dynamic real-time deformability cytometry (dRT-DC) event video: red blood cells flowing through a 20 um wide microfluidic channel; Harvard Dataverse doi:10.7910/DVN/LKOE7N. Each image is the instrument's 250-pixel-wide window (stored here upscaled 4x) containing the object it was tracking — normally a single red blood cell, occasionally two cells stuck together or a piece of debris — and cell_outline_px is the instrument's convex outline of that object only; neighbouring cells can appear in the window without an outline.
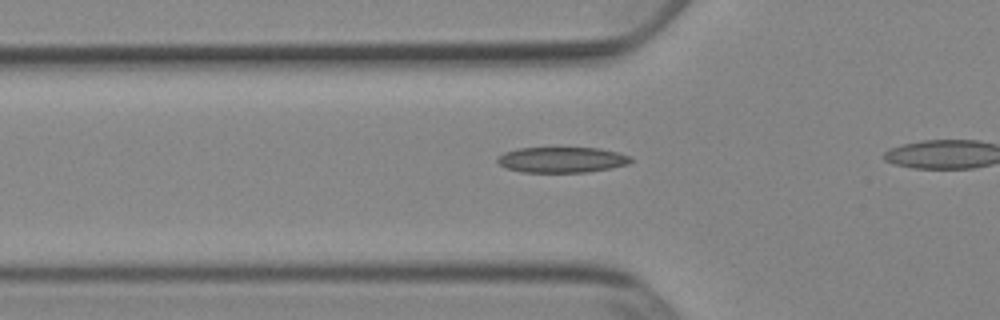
{"species": "Egyptian fruit bat (a non-hibernating species)", "species_latin": "Rousettus aegyptiacus", "temperature_condition": "cold", "stored_images_in_passage": 12, "camera_frame_rate_fps": 3000, "um_per_image_px": 0.085, "animal": {"sex": "female"}, "frame": {"image": 1, "passage_image": 7, "time_ms": 2.0, "image_size_px": [1000, 320], "cell_outline_px": [[632, 160], [628, 164], [588, 172], [520, 172], [504, 168], [496, 160], [496, 156], [504, 152], [516, 148], [600, 148], [632, 156]], "centroid_in_image_um": [47.7, 13.58], "position_along_channel_um": 78.1, "area_um2": 20.0}}
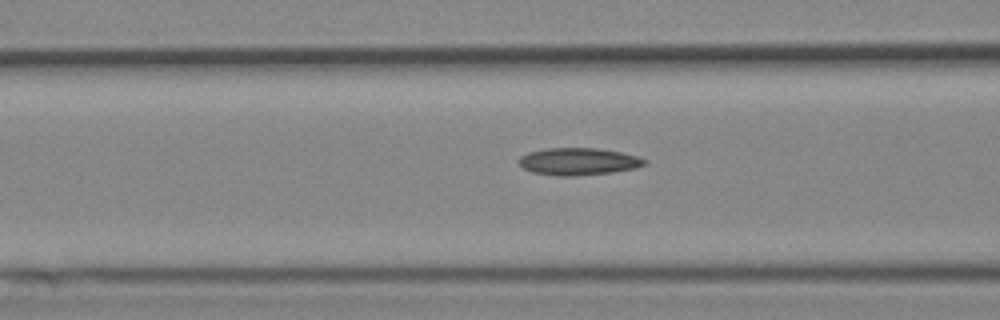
{"frame": {"image": 2, "passage_image": 10, "time_ms": 3.0, "image_size_px": [1000, 320], "cell_outline_px": [[648, 160], [644, 164], [636, 168], [612, 172], [576, 176], [556, 176], [532, 172], [524, 168], [516, 160], [520, 156], [528, 152], [548, 148], [596, 148], [620, 152], [636, 156]], "centroid_in_image_um": [49.13, 13.73], "position_along_channel_um": 117.5, "area_um2": 19.94}}